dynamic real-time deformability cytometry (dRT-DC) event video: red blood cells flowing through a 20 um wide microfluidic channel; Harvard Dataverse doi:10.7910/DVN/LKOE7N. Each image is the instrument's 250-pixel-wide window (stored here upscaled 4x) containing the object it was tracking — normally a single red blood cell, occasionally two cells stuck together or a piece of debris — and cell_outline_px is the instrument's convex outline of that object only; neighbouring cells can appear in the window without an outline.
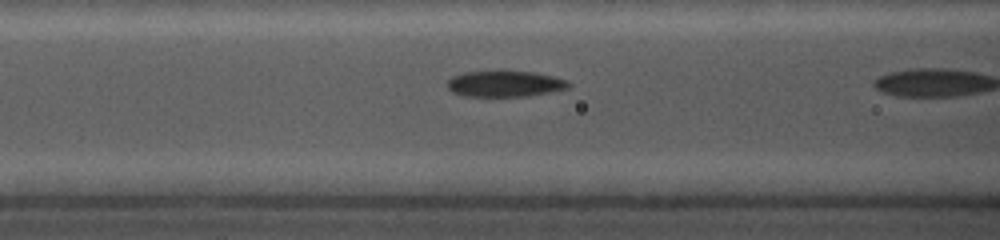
{"species": "common noctule bat (a hibernating species)", "species_latin": "Nyctalus noctula", "temperature_condition": "cold", "stored_images_in_passage": 17, "camera_frame_rate_fps": 5000, "um_per_image_px": 0.085, "animal": {"sex": "female", "body_mass_g": 19.0, "forearm_length_mm": 56.7}, "frame": {"image": 1, "passage_image": 10, "time_ms": 2.2, "image_size_px": [1000, 240], "cell_outline_px": [[572, 84], [568, 88], [548, 92], [524, 96], [464, 96], [452, 92], [448, 88], [448, 80], [452, 76], [464, 72], [532, 72], [552, 76], [568, 80]], "centroid_in_image_um": [42.91, 7.13], "position_along_channel_um": 123.7, "area_um2": 18.03}}